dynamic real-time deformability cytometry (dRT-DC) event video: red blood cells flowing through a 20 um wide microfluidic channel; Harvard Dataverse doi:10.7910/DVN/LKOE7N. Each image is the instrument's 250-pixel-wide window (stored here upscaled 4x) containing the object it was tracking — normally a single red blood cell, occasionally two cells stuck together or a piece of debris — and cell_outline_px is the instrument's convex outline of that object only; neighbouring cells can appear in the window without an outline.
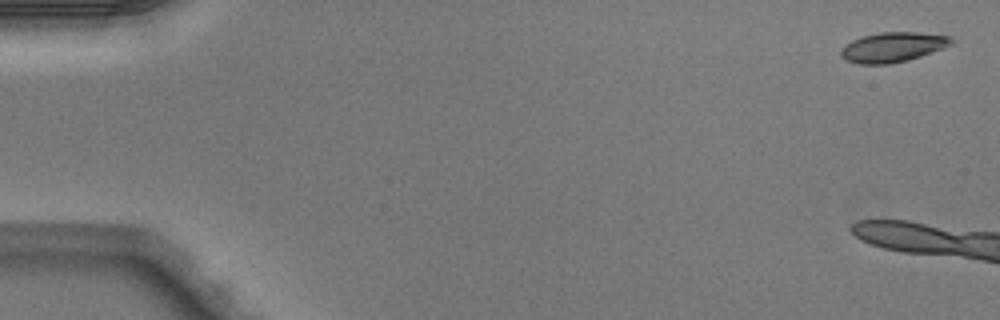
{"species": "Egyptian fruit bat (a non-hibernating species)", "species_latin": "Rousettus aegyptiacus", "temperature_condition": "warm", "stored_images_in_passage": 3, "camera_frame_rate_fps": 3000, "um_per_image_px": 0.085, "animal": {"sex": "male"}, "frame": {"image": 1, "passage_image": 1, "time_ms": 0.0, "image_size_px": [1000, 320], "cell_outline_px": [[956, 40], [952, 44], [944, 48], [908, 60], [888, 64], [860, 64], [848, 60], [840, 56], [840, 52], [852, 40], [864, 36], [880, 32], [916, 32], [952, 36]], "centroid_in_image_um": [75.96, 4.0], "position_along_channel_um": 9.0, "area_um2": 19.07}}